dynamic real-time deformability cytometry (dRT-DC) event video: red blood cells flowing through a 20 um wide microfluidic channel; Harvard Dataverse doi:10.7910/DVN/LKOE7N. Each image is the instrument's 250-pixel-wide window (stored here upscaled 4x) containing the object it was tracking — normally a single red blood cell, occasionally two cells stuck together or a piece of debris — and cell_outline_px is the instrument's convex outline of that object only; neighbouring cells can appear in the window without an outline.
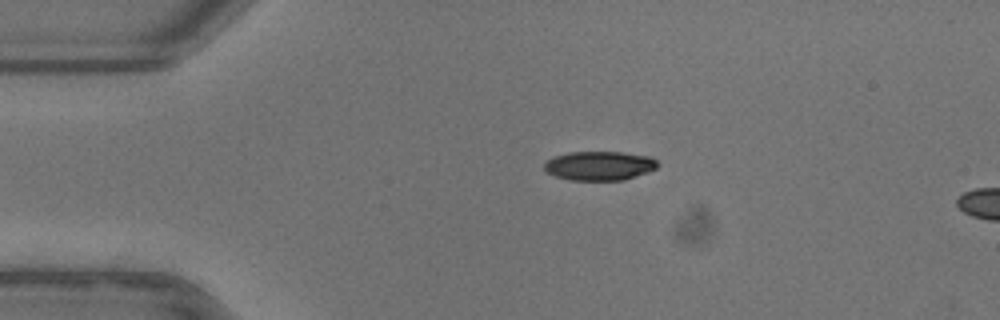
{"species": "common noctule bat (a hibernating species)", "species_latin": "Nyctalus noctula", "temperature_condition": "warm", "stored_images_in_passage": 5, "camera_frame_rate_fps": 3000, "um_per_image_px": 0.085, "animal": {"sex": "female"}, "frame": {"image": 1, "passage_image": 1, "time_ms": 0.0, "image_size_px": [1000, 320], "cell_outline_px": [[660, 164], [656, 168], [648, 172], [624, 180], [572, 180], [556, 176], [548, 172], [544, 168], [544, 164], [548, 160], [556, 156], [568, 152], [624, 152], [652, 156]], "centroid_in_image_um": [51.01, 14.08], "position_along_channel_um": 34.0, "area_um2": 19.25}}